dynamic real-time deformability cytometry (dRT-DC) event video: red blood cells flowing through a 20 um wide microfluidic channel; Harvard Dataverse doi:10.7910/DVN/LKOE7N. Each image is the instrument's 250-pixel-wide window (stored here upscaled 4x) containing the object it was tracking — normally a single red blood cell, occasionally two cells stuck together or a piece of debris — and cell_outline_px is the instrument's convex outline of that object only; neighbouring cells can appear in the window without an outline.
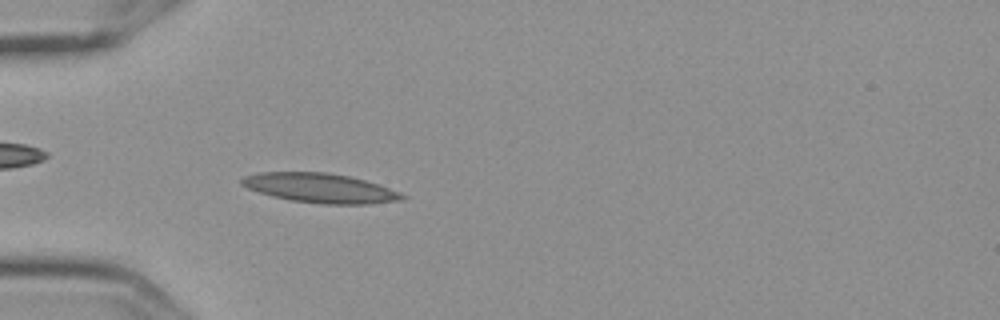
{"species": "Egyptian fruit bat (a non-hibernating species)", "species_latin": "Rousettus aegyptiacus", "temperature_condition": "cold", "stored_images_in_passage": 6, "camera_frame_rate_fps": 3000, "um_per_image_px": 0.085, "frame": {"image": 1, "passage_image": 6, "time_ms": 1.667, "image_size_px": [1000, 320], "cell_outline_px": [[408, 196], [404, 200], [368, 204], [324, 204], [292, 200], [272, 196], [248, 188], [240, 184], [240, 180], [244, 176], [260, 172], [328, 172], [348, 176], [364, 180], [400, 192]], "centroid_in_image_um": [27.22, 15.98], "position_along_channel_um": 57.8, "area_um2": 27.4}}